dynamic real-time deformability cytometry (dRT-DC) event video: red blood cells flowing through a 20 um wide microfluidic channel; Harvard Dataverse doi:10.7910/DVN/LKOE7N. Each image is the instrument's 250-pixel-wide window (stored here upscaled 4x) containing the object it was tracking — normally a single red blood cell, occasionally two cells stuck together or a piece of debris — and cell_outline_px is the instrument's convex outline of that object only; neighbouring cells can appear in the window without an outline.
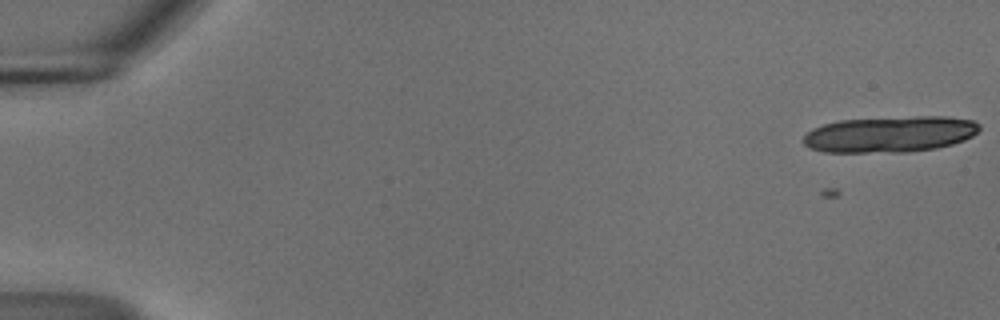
{"species": "common noctule bat (a hibernating species)", "species_latin": "Nyctalus noctula", "temperature_condition": "cold", "stored_images_in_passage": 8, "camera_frame_rate_fps": 3000, "um_per_image_px": 0.085, "animal": {"sex": "male", "body_mass_g": 18.8}, "frame": {"image": 1, "passage_image": 1, "time_ms": 0.0, "image_size_px": [1000, 320], "cell_outline_px": [[976, 128], [968, 136], [944, 144], [920, 148], [900, 148], [908, 120], [960, 120], [972, 124]], "centroid_in_image_um": [79.42, 11.28], "position_along_channel_um": 5.6, "area_um2": 11.56}}